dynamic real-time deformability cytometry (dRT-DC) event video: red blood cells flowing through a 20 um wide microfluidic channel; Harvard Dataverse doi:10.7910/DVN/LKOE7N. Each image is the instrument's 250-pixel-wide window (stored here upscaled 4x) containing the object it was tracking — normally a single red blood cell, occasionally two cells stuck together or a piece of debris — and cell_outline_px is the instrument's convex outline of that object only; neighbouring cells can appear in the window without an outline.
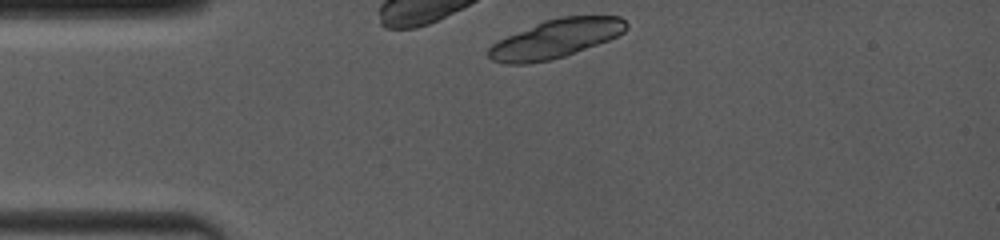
{"species": "common noctule bat (a hibernating species)", "species_latin": "Nyctalus noctula", "temperature_condition": "room temperature", "stored_images_in_passage": 3, "camera_frame_rate_fps": 4000, "um_per_image_px": 0.085, "animal": {"sex": "female", "body_mass_g": 19.0, "forearm_length_mm": 53.3}, "frame": {"image": 1, "passage_image": 1, "time_ms": 0.0, "image_size_px": [1000, 240], "cell_outline_px": [[628, 28], [624, 32], [608, 40], [564, 56], [552, 60], [528, 64], [504, 64], [492, 60], [488, 56], [488, 48], [492, 44], [508, 36], [544, 20], [560, 16], [620, 16], [628, 24]], "centroid_in_image_um": [47.24, 3.29], "position_along_channel_um": 37.8, "area_um2": 30.81}}